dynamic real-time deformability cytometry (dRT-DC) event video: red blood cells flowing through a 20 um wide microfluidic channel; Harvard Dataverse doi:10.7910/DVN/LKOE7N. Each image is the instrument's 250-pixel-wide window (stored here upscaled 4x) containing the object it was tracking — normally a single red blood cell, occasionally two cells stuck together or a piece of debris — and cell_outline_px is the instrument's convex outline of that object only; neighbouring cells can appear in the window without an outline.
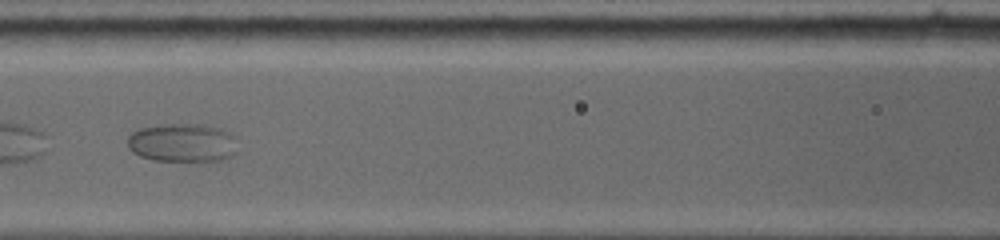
{"species": "common noctule bat (a hibernating species)", "species_latin": "Nyctalus noctula", "temperature_condition": "warm", "stored_images_in_passage": 24, "camera_frame_rate_fps": 5000, "um_per_image_px": 0.085, "animal": {"sex": "female", "body_mass_g": 19.0, "forearm_length_mm": 53.3}, "frame": {"image": 1, "passage_image": 8, "time_ms": 3.2, "image_size_px": [1000, 240], "cell_outline_px": [[236, 152], [232, 156], [224, 160], [152, 160], [140, 156], [132, 152], [128, 148], [128, 136], [132, 132], [140, 128], [172, 124], [196, 124], [216, 128], [232, 136]], "centroid_in_image_um": [15.44, 12.15], "position_along_channel_um": 151.2, "area_um2": 24.1}}
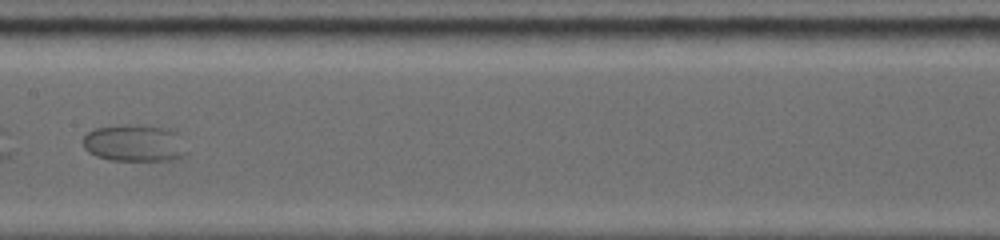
{"frame": {"image": 2, "passage_image": 11, "time_ms": 4.4, "image_size_px": [1000, 240], "cell_outline_px": [[188, 156], [176, 160], [108, 160], [96, 156], [88, 152], [84, 148], [84, 136], [88, 132], [96, 128], [168, 128], [172, 132], [188, 152]], "centroid_in_image_um": [11.42, 12.26], "position_along_channel_um": 196.0, "area_um2": 21.1}}